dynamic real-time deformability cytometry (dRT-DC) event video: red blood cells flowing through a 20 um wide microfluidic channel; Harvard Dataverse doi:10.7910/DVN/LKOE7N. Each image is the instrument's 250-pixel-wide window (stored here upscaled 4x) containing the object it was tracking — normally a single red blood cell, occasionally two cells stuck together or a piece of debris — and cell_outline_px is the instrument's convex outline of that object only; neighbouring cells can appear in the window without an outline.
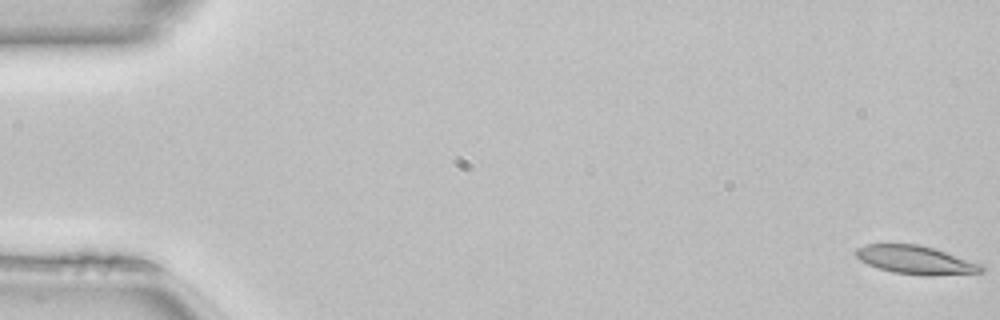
{"species": "common noctule bat (a hibernating species)", "species_latin": "Nyctalus noctula", "temperature_condition": "room temperature", "stored_images_in_passage": 50, "camera_frame_rate_fps": 3000, "um_per_image_px": 0.085, "animal": {"sex": "female", "body_mass_g": 22.7, "forearm_length_mm": 54.2}, "frame": {"image": 1, "passage_image": 1, "time_ms": 0.0, "image_size_px": [1000, 320], "cell_outline_px": [[984, 272], [932, 276], [924, 276], [892, 272], [868, 264], [860, 260], [852, 252], [856, 248], [868, 244], [920, 244], [984, 264]], "centroid_in_image_um": [77.85, 22.1], "position_along_channel_um": 7.1, "area_um2": 20.98}}
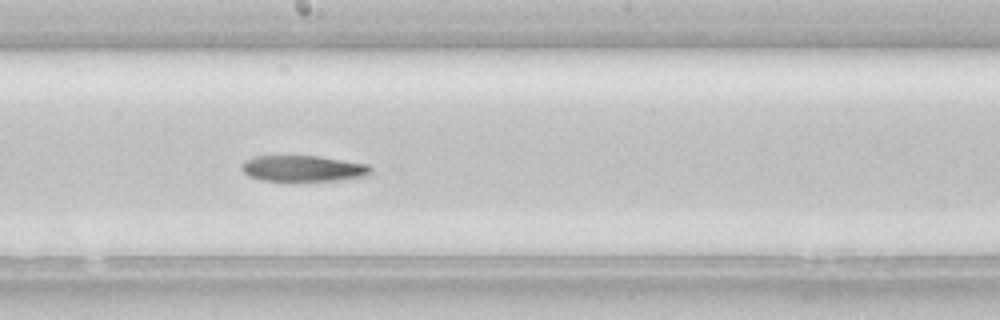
{"frame": {"image": 2, "passage_image": 28, "time_ms": 9.0, "image_size_px": [1000, 320], "cell_outline_px": [[372, 172], [368, 176], [340, 180], [292, 184], [260, 180], [248, 176], [240, 168], [244, 160], [252, 156], [320, 156], [368, 164], [372, 168]], "centroid_in_image_um": [25.75, 14.37], "position_along_channel_um": 222.5, "area_um2": 20.81}}
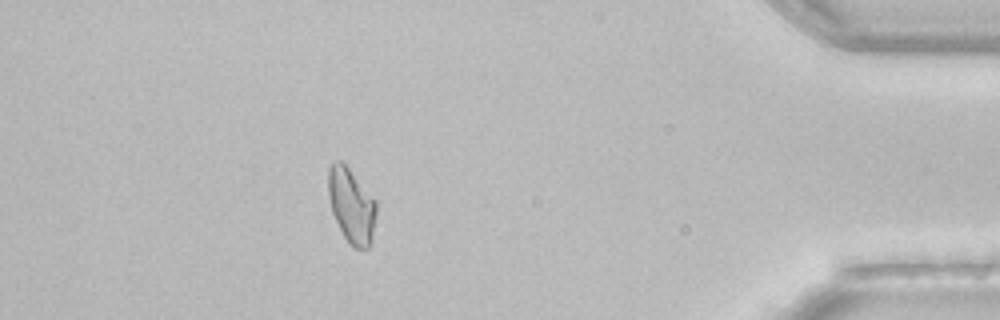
{"frame": {"image": 3, "passage_image": 45, "time_ms": 14.667, "image_size_px": [1000, 320], "cell_outline_px": [[376, 216], [372, 240], [368, 248], [352, 248], [344, 236], [332, 212], [328, 196], [328, 168], [332, 160], [340, 160], [348, 168], [376, 200]], "centroid_in_image_um": [29.87, 17.47], "position_along_channel_um": 405.3, "area_um2": 20.92}}